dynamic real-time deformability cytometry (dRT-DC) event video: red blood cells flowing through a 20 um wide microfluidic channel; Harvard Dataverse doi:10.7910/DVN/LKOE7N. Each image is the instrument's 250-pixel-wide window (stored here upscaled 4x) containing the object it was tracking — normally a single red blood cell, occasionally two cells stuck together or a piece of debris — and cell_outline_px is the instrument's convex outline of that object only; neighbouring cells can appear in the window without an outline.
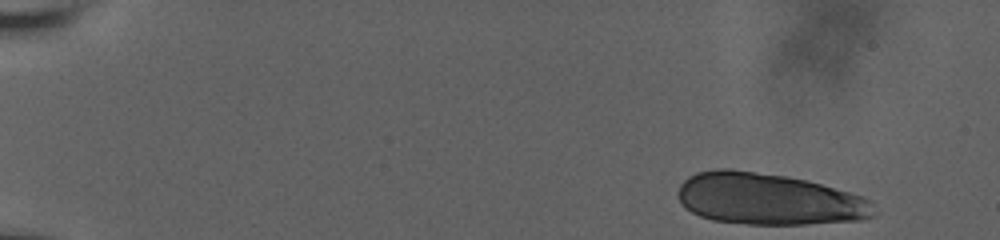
{"species": "human", "species_latin": "Homo sapiens", "temperature_condition": "room temperature", "stored_images_in_passage": 18, "camera_frame_rate_fps": 3000, "um_per_image_px": 0.085, "donor": {"sex": "male"}, "frame": {"image": 1, "passage_image": 1, "time_ms": 0.0, "image_size_px": [1000, 240], "cell_outline_px": [[872, 216], [860, 220], [804, 224], [748, 224], [712, 220], [700, 216], [684, 208], [680, 204], [680, 184], [688, 176], [696, 172], [716, 168], [728, 168], [788, 176], [808, 180], [848, 192], [860, 196], [868, 200]], "centroid_in_image_um": [65.24, 16.91], "position_along_channel_um": 19.8, "area_um2": 58.55}}